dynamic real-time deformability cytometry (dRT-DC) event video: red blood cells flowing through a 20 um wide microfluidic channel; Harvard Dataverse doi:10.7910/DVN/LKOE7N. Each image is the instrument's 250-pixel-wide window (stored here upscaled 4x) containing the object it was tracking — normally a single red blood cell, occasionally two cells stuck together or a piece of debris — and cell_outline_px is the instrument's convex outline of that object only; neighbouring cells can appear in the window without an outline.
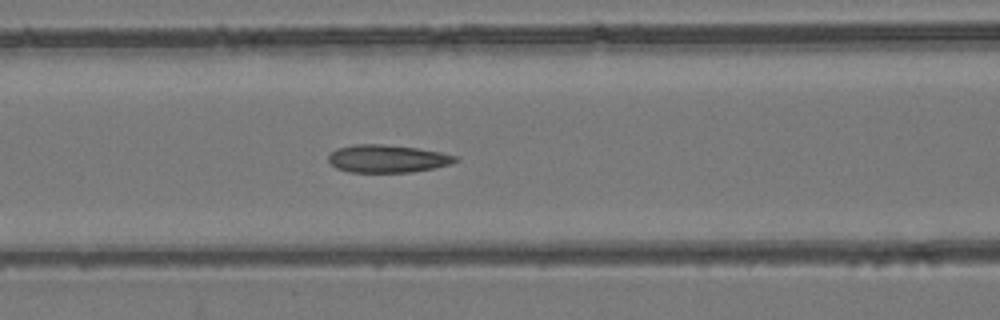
{"species": "common noctule bat (a hibernating species)", "species_latin": "Nyctalus noctula", "temperature_condition": "room temperature", "stored_images_in_passage": 19, "camera_frame_rate_fps": 3000, "um_per_image_px": 0.085, "animal": {"sex": "female", "body_mass_g": 24.6, "forearm_length_mm": 56.2}, "frame": {"image": 1, "passage_image": 13, "time_ms": 4.0, "image_size_px": [1000, 320], "cell_outline_px": [[460, 160], [448, 164], [432, 168], [412, 172], [348, 172], [336, 168], [328, 160], [328, 156], [336, 148], [356, 144], [384, 144], [416, 148], [440, 152], [456, 156]], "centroid_in_image_um": [32.9, 13.48], "position_along_channel_um": 133.7, "area_um2": 20.4}}
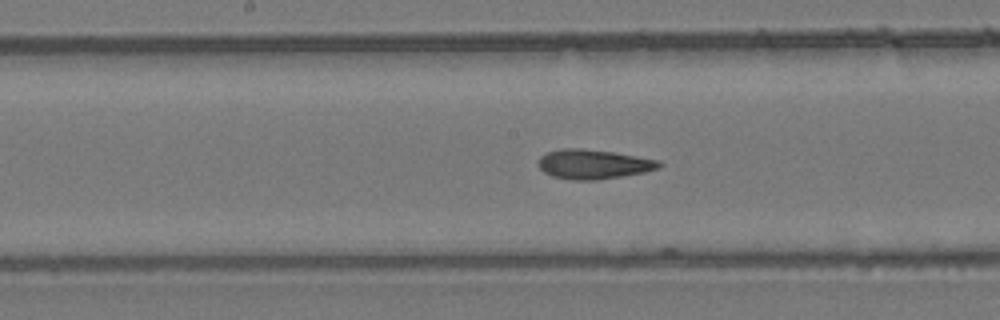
{"frame": {"image": 2, "passage_image": 18, "time_ms": 5.667, "image_size_px": [1000, 320], "cell_outline_px": [[664, 164], [660, 168], [644, 172], [596, 180], [572, 180], [552, 176], [544, 172], [540, 168], [540, 156], [548, 152], [560, 148], [580, 148], [612, 152], [660, 160]], "centroid_in_image_um": [50.47, 13.95], "position_along_channel_um": 197.7, "area_um2": 20.63}}